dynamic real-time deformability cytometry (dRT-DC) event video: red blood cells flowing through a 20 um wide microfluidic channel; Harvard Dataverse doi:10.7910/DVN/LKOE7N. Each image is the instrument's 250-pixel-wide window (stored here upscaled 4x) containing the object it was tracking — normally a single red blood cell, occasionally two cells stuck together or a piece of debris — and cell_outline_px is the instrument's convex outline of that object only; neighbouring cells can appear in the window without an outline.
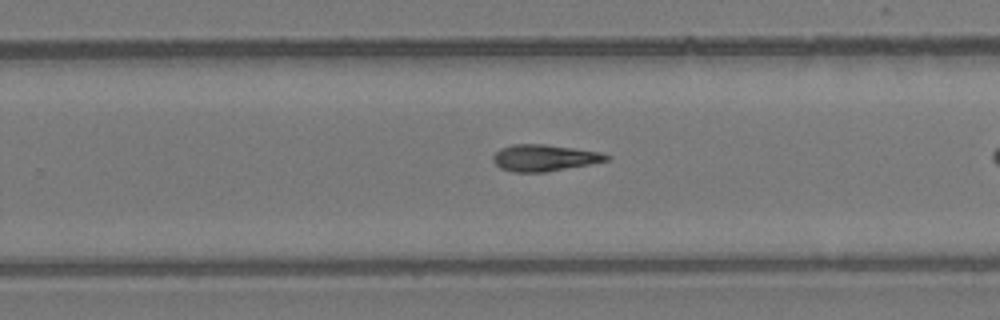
{"species": "common noctule bat (a hibernating species)", "species_latin": "Nyctalus noctula", "temperature_condition": "room temperature", "stored_images_in_passage": 26, "camera_frame_rate_fps": 3000, "um_per_image_px": 0.085, "animal": {"sex": "female", "body_mass_g": 24.6, "forearm_length_mm": 56.2}, "frame": {"image": 1, "passage_image": 19, "time_ms": 6.0, "image_size_px": [1000, 320], "cell_outline_px": [[612, 156], [608, 160], [588, 164], [544, 172], [512, 172], [500, 168], [492, 160], [492, 156], [500, 148], [512, 144], [544, 144], [600, 152]], "centroid_in_image_um": [46.22, 13.41], "position_along_channel_um": 283.6, "area_um2": 17.4}}
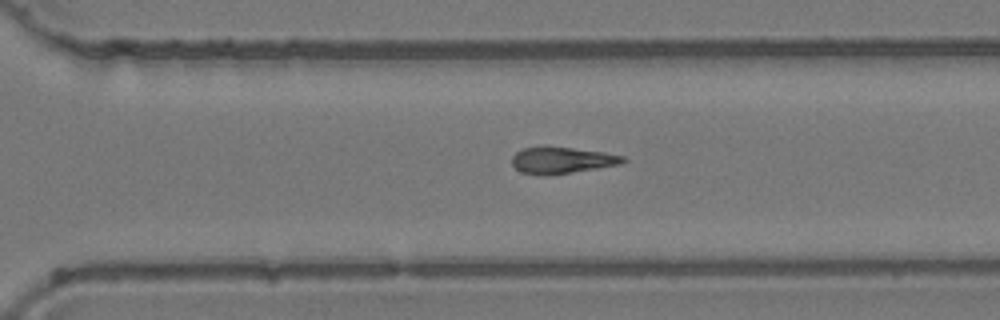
{"frame": {"image": 2, "passage_image": 22, "time_ms": 7.0, "image_size_px": [1000, 320], "cell_outline_px": [[628, 160], [624, 164], [572, 172], [544, 176], [540, 176], [520, 172], [512, 164], [512, 156], [516, 152], [524, 148], [572, 148], [604, 152], [624, 156]], "centroid_in_image_um": [47.8, 13.65], "position_along_channel_um": 322.8, "area_um2": 16.99}}